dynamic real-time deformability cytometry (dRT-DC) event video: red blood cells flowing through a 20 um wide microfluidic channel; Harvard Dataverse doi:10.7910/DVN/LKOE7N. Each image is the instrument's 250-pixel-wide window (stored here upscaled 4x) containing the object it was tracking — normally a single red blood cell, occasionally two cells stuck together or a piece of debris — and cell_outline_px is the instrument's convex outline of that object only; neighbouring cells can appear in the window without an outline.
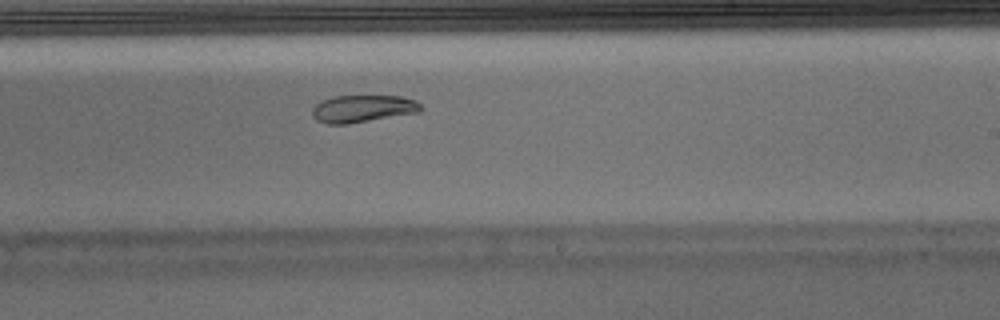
{"species": "Egyptian fruit bat (a non-hibernating species)", "species_latin": "Rousettus aegyptiacus", "temperature_condition": "warm", "stored_images_in_passage": 35, "camera_frame_rate_fps": 3000, "um_per_image_px": 0.085, "animal": {"sex": "male"}, "frame": {"image": 1, "passage_image": 20, "time_ms": 6.333, "image_size_px": [1000, 320], "cell_outline_px": [[424, 108], [420, 112], [348, 124], [328, 124], [316, 120], [312, 116], [312, 108], [320, 100], [332, 96], [400, 96], [416, 100]], "centroid_in_image_um": [30.82, 9.23], "position_along_channel_um": 258.2, "area_um2": 17.46}}